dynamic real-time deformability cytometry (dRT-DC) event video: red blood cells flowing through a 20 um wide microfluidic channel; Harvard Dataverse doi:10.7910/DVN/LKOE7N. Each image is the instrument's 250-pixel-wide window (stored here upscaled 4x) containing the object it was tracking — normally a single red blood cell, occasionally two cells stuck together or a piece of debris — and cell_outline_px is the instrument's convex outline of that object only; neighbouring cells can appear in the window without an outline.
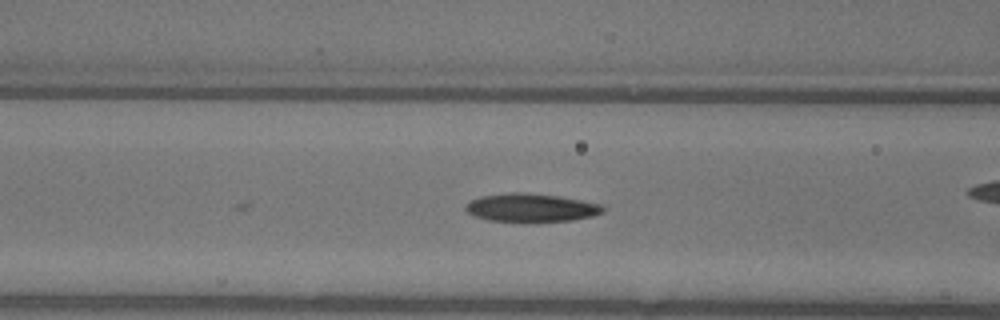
{"species": "common noctule bat (a hibernating species)", "species_latin": "Nyctalus noctula", "temperature_condition": "warm", "stored_images_in_passage": 6, "camera_frame_rate_fps": 3000, "um_per_image_px": 0.085, "animal": {"sex": "female"}, "frame": {"image": 1, "passage_image": 6, "time_ms": 1.667, "image_size_px": [1000, 320], "cell_outline_px": [[604, 212], [592, 216], [572, 220], [528, 224], [488, 220], [472, 216], [464, 208], [464, 204], [480, 196], [508, 192], [528, 192], [560, 196], [604, 204]], "centroid_in_image_um": [45.13, 17.68], "position_along_channel_um": 121.5, "area_um2": 23.7}}